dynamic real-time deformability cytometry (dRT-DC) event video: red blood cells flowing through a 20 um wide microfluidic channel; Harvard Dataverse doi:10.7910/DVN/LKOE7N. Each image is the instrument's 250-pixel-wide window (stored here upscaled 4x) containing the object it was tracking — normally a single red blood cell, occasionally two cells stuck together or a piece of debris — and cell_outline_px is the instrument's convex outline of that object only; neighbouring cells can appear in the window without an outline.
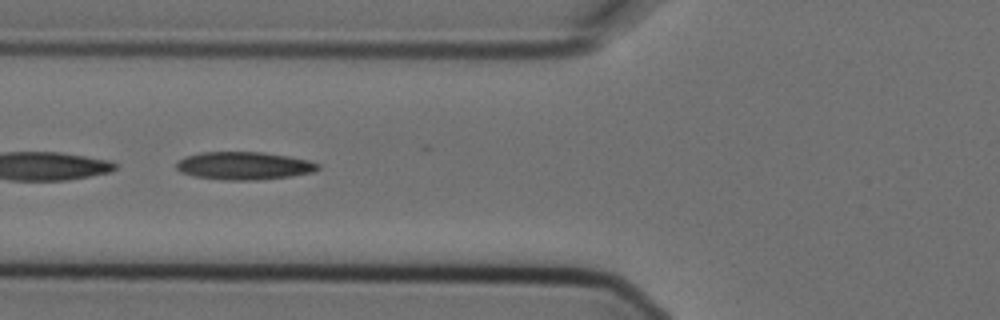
{"species": "Egyptian fruit bat (a non-hibernating species)", "species_latin": "Rousettus aegyptiacus", "temperature_condition": "cold", "stored_images_in_passage": 7, "camera_frame_rate_fps": 3000, "um_per_image_px": 0.085, "animal": {"sex": "female"}, "frame": {"image": 1, "passage_image": 6, "time_ms": 1.667, "image_size_px": [1000, 320], "cell_outline_px": [[320, 168], [312, 172], [288, 176], [252, 180], [224, 180], [192, 176], [180, 172], [176, 168], [176, 164], [184, 156], [200, 152], [260, 152], [288, 156], [308, 160], [320, 164]], "centroid_in_image_um": [20.69, 14.08], "position_along_channel_um": 105.1, "area_um2": 22.89}}